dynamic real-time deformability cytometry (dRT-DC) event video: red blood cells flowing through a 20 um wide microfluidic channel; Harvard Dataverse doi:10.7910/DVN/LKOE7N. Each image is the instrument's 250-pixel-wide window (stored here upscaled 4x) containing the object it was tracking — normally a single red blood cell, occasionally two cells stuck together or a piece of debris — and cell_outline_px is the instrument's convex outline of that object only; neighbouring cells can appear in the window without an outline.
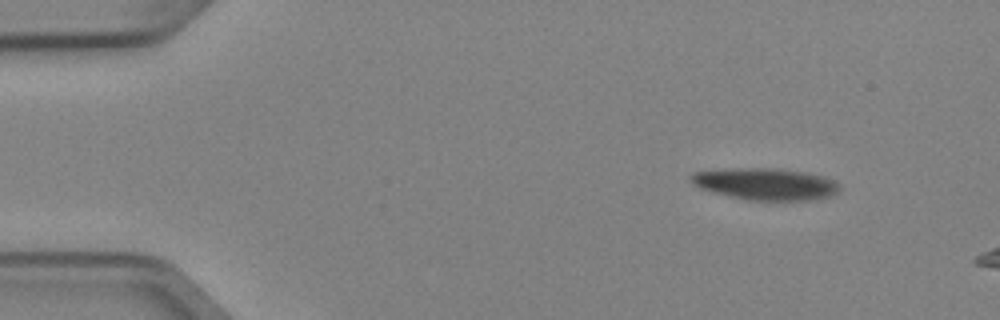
{"species": "Egyptian fruit bat (a non-hibernating species)", "species_latin": "Rousettus aegyptiacus", "temperature_condition": "cold", "stored_images_in_passage": 3, "segment_of_instrument_passage": [1, 2], "camera_frame_rate_fps": 3000, "um_per_image_px": 0.085, "animal": {"sex": "female"}, "frame": {"image": 1, "passage_image": 1, "time_ms": 0.0, "image_size_px": [1000, 320], "cell_outline_px": [[840, 188], [836, 192], [828, 196], [812, 200], [748, 200], [728, 196], [700, 188], [692, 184], [688, 180], [692, 172], [736, 168], [772, 168], [804, 172], [824, 176], [836, 180], [840, 184]], "centroid_in_image_um": [65.05, 15.63], "position_along_channel_um": 19.9, "area_um2": 27.57}}